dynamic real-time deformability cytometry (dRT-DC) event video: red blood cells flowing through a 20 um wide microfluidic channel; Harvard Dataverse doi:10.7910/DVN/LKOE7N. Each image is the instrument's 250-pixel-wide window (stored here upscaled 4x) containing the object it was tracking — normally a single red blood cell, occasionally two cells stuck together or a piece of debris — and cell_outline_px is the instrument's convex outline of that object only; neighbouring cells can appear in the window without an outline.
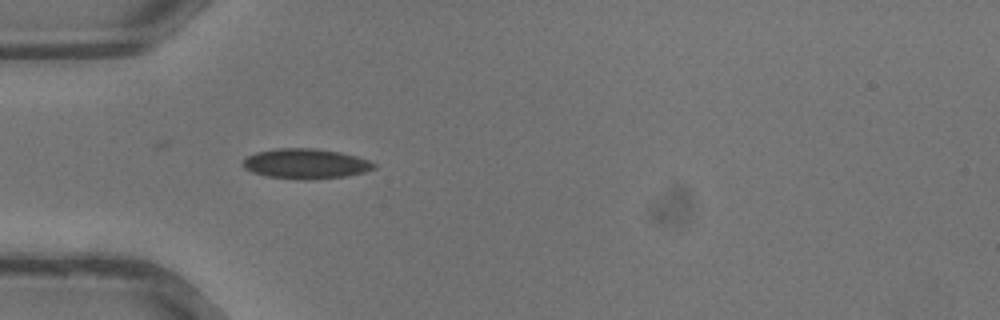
{"species": "common noctule bat (a hibernating species)", "species_latin": "Nyctalus noctula", "temperature_condition": "warm", "stored_images_in_passage": 25, "camera_frame_rate_fps": 3000, "um_per_image_px": 0.085, "animal": {"sex": "male", "body_mass_g": 13.3}, "frame": {"image": 1, "passage_image": 1, "time_ms": 0.0, "image_size_px": [1000, 320], "cell_outline_px": [[376, 168], [364, 172], [344, 176], [312, 180], [300, 180], [268, 176], [252, 172], [244, 168], [240, 164], [248, 156], [256, 152], [276, 148], [316, 148], [340, 152], [356, 156], [368, 160], [376, 164]], "centroid_in_image_um": [25.97, 13.91], "position_along_channel_um": 59.0, "area_um2": 23.06}}
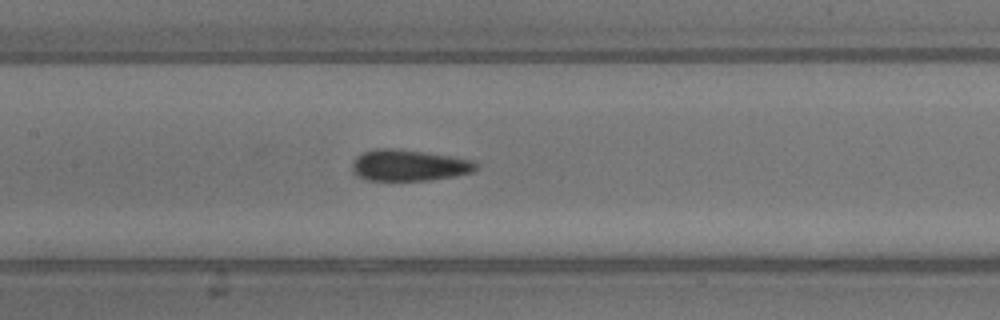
{"frame": {"image": 2, "passage_image": 7, "time_ms": 2.0, "image_size_px": [1000, 320], "cell_outline_px": [[480, 164], [472, 172], [452, 176], [428, 180], [368, 180], [352, 172], [352, 160], [356, 156], [372, 148], [396, 148], [452, 156], [476, 160]], "centroid_in_image_um": [34.76, 14.03], "position_along_channel_um": 172.6, "area_um2": 22.72}}
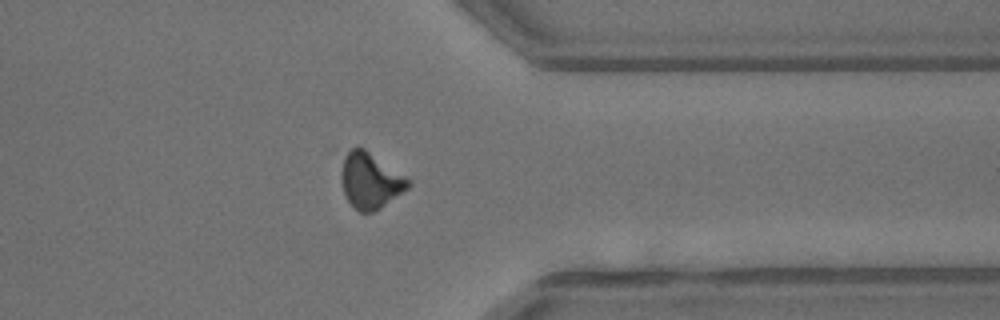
{"frame": {"image": 3, "passage_image": 18, "time_ms": 5.667, "image_size_px": [1000, 320], "cell_outline_px": [[412, 184], [408, 188], [380, 208], [372, 212], [360, 212], [348, 200], [344, 192], [340, 180], [340, 172], [344, 152], [356, 144], [364, 148], [412, 180]], "centroid_in_image_um": [31.45, 15.3], "position_along_channel_um": 380.0, "area_um2": 22.02}}